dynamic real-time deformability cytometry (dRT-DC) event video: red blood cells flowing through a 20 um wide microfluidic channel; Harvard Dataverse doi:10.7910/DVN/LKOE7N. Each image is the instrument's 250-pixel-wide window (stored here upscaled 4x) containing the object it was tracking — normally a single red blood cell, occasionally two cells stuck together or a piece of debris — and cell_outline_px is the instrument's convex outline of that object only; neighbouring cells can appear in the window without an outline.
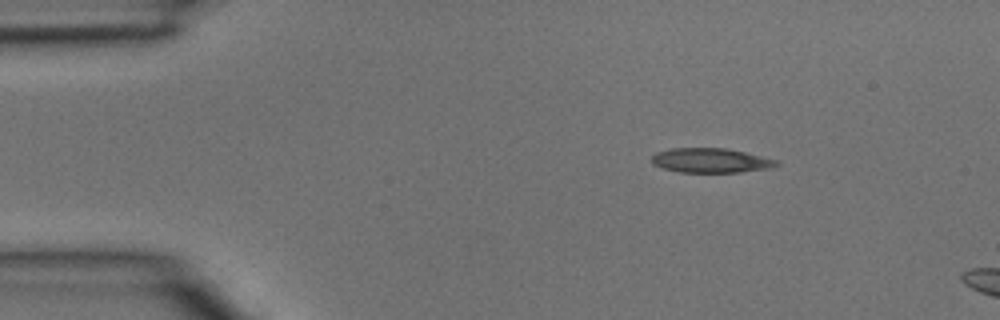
{"species": "common noctule bat (a hibernating species)", "species_latin": "Nyctalus noctula", "temperature_condition": "room temperature", "stored_images_in_passage": 3, "camera_frame_rate_fps": 3000, "um_per_image_px": 0.085, "animal": {"sex": "male", "body_mass_g": 15.6}, "frame": {"image": 1, "passage_image": 1, "time_ms": 0.0, "image_size_px": [1000, 320], "cell_outline_px": [[780, 164], [772, 168], [740, 172], [680, 172], [664, 168], [652, 164], [652, 156], [656, 152], [672, 148], [724, 148], [744, 152], [776, 160]], "centroid_in_image_um": [60.4, 13.64], "position_along_channel_um": 24.6, "area_um2": 17.69}}